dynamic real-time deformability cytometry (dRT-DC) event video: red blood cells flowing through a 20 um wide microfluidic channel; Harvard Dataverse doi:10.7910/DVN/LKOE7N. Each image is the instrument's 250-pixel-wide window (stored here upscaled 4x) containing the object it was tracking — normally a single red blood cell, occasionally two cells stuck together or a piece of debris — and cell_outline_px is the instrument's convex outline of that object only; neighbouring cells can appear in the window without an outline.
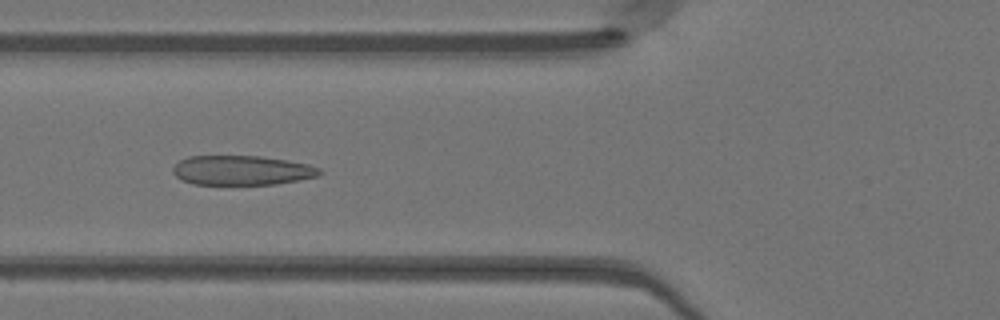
{"species": "Egyptian fruit bat (a non-hibernating species)", "species_latin": "Rousettus aegyptiacus", "temperature_condition": "warm", "stored_images_in_passage": 45, "camera_frame_rate_fps": 3000, "um_per_image_px": 0.085, "animal": {"sex": "female"}, "frame": {"image": 1, "passage_image": 15, "time_ms": 4.667, "image_size_px": [1000, 320], "cell_outline_px": [[324, 172], [316, 176], [276, 184], [192, 184], [180, 180], [172, 172], [172, 168], [180, 160], [188, 156], [260, 156], [288, 160], [308, 164], [320, 168]], "centroid_in_image_um": [20.53, 14.47], "position_along_channel_um": 105.3, "area_um2": 25.26}}
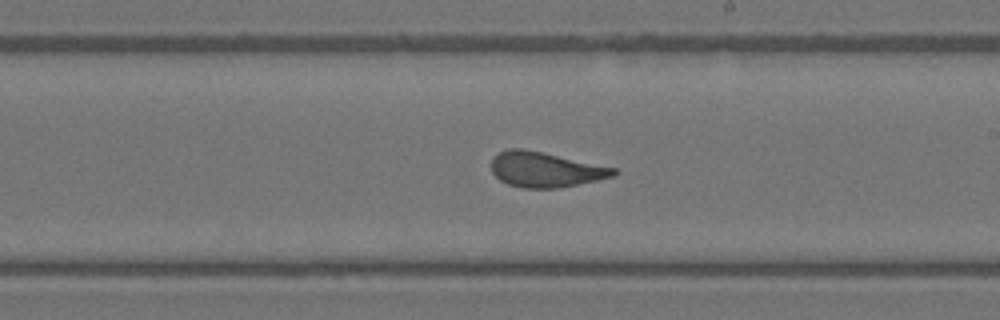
{"frame": {"image": 2, "passage_image": 25, "time_ms": 8.0, "image_size_px": [1000, 320], "cell_outline_px": [[620, 172], [616, 176], [560, 188], [520, 188], [508, 184], [500, 180], [492, 172], [492, 156], [508, 148], [520, 148], [544, 152], [616, 168]], "centroid_in_image_um": [46.38, 14.41], "position_along_channel_um": 242.6, "area_um2": 25.26}}
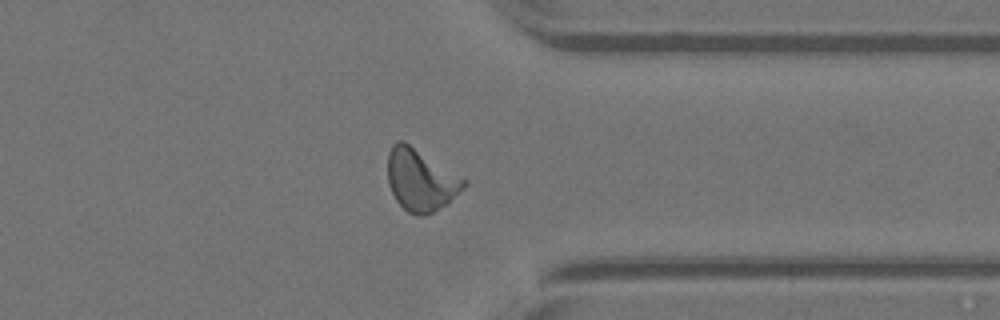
{"frame": {"image": 3, "passage_image": 35, "time_ms": 11.333, "image_size_px": [1000, 320], "cell_outline_px": [[468, 184], [448, 204], [424, 216], [420, 216], [408, 212], [396, 200], [388, 184], [388, 152], [392, 144], [400, 140], [404, 140], [468, 180]], "centroid_in_image_um": [35.78, 15.29], "position_along_channel_um": 375.6, "area_um2": 27.69}, "authors_computed_cell_mechanics": {"area_um2": 25.6054, "velocity_mm_per_s": 4.1118, "shape_relaxation_time_tau1_ms": 4.6969, "shape_relaxation_time_tau2_ms": 1.0006, "deformation_change_tau1": 0.1689, "deformation_change_tau2": 0.0848}}